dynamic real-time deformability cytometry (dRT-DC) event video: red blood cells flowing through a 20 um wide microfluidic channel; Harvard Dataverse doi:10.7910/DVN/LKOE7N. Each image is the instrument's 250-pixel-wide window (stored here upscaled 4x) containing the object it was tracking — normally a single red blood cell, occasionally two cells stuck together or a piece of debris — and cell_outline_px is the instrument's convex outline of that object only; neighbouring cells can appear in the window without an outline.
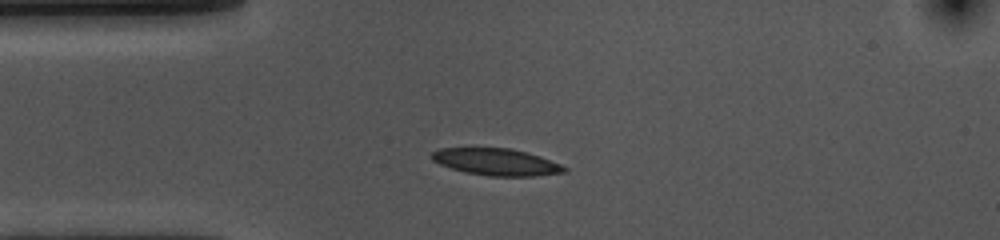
{"species": "common noctule bat (a hibernating species)", "species_latin": "Nyctalus noctula", "temperature_condition": "cold", "stored_images_in_passage": 43, "camera_frame_rate_fps": 3000, "um_per_image_px": 0.085, "animal": {"sex": "female", "body_mass_g": 10.0, "forearm_length_mm": 53.1}, "frame": {"image": 1, "passage_image": 1, "time_ms": 0.0, "image_size_px": [1000, 240], "cell_outline_px": [[568, 172], [536, 176], [488, 176], [464, 172], [440, 164], [432, 160], [432, 152], [440, 148], [512, 148], [528, 152], [540, 156], [560, 164], [568, 168]], "centroid_in_image_um": [42.23, 13.77], "position_along_channel_um": 42.8, "area_um2": 20.87}}
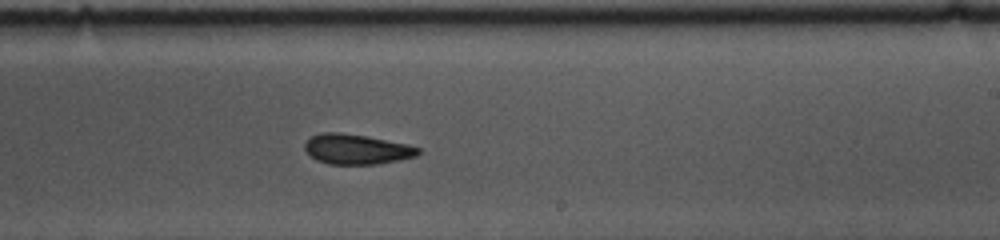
{"frame": {"image": 2, "passage_image": 20, "time_ms": 6.333, "image_size_px": [1000, 240], "cell_outline_px": [[420, 152], [416, 156], [376, 164], [328, 164], [316, 160], [308, 156], [304, 148], [304, 144], [312, 136], [324, 132], [340, 132], [364, 136], [408, 144], [420, 148]], "centroid_in_image_um": [30.26, 12.69], "position_along_channel_um": 258.7, "area_um2": 19.77}}
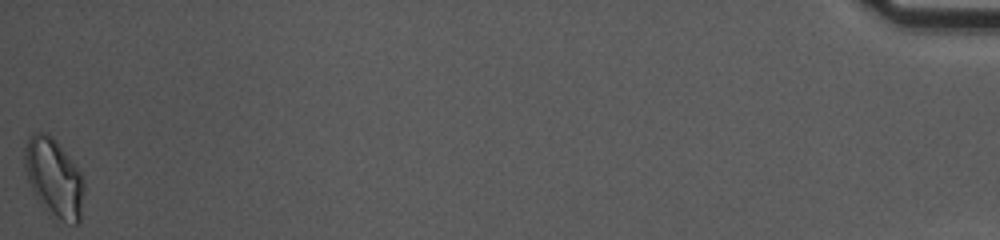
{"frame": {"image": 3, "passage_image": 43, "time_ms": 14.0, "image_size_px": [1000, 240], "cell_outline_px": [[84, 192], [80, 224], [72, 224], [60, 220], [52, 216], [40, 204], [32, 192], [24, 168], [24, 148], [28, 136], [32, 132], [48, 132], [52, 136], [68, 156], [80, 172], [84, 180]], "centroid_in_image_um": [4.57, 15.12], "position_along_channel_um": 430.6, "area_um2": 27.57}, "authors_computed_cell_mechanics": {"area_um2": 20.3456, "velocity_mm_per_s": 3.6106, "shape_relaxation_time_tau1_ms": 4.9323, "shape_relaxation_time_tau2_ms": 1.4549, "deformation_change_tau1": 0.1303, "deformation_change_tau2": 0.0746}}